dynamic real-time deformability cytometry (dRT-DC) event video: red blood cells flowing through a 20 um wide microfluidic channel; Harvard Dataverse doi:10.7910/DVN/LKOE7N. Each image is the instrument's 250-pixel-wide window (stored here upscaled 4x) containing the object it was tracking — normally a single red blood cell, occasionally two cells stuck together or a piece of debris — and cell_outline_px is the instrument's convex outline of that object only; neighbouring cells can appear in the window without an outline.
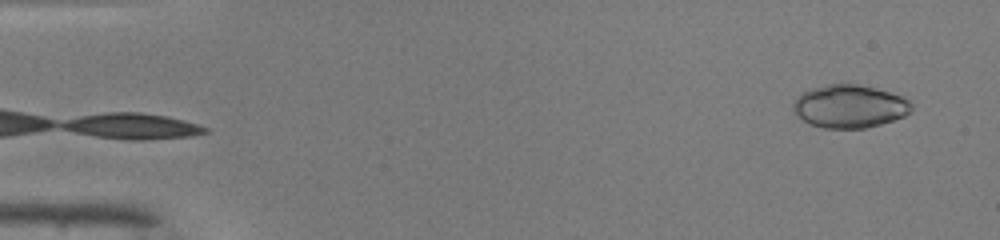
{"species": "common noctule bat (a hibernating species)", "species_latin": "Nyctalus noctula", "temperature_condition": "warm", "stored_images_in_passage": 47, "camera_frame_rate_fps": 3000, "um_per_image_px": 0.085, "animal": {"sex": "male", "body_mass_g": 19.0, "forearm_length_mm": 50.8}, "frame": {"image": 1, "passage_image": 1, "time_ms": 0.0, "image_size_px": [1000, 240], "cell_outline_px": [[912, 108], [904, 116], [880, 124], [864, 128], [820, 128], [808, 124], [792, 112], [792, 104], [804, 92], [812, 88], [828, 84], [856, 84], [876, 88], [900, 96], [908, 100], [912, 104]], "centroid_in_image_um": [72.17, 9.05], "position_along_channel_um": 12.8, "area_um2": 29.48}}
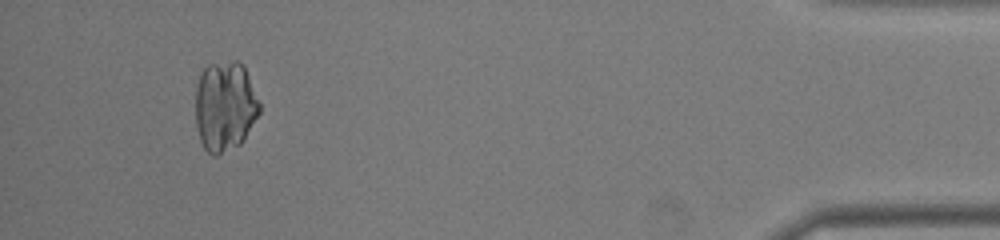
{"frame": {"image": 2, "passage_image": 44, "time_ms": 14.333, "image_size_px": [1000, 240], "cell_outline_px": [[260, 112], [244, 140], [240, 144], [216, 156], [212, 156], [204, 148], [200, 140], [196, 124], [196, 84], [200, 72], [208, 64], [232, 60], [240, 60], [244, 64], [260, 104]], "centroid_in_image_um": [19.12, 9.0], "position_along_channel_um": 416.1, "area_um2": 34.04}}